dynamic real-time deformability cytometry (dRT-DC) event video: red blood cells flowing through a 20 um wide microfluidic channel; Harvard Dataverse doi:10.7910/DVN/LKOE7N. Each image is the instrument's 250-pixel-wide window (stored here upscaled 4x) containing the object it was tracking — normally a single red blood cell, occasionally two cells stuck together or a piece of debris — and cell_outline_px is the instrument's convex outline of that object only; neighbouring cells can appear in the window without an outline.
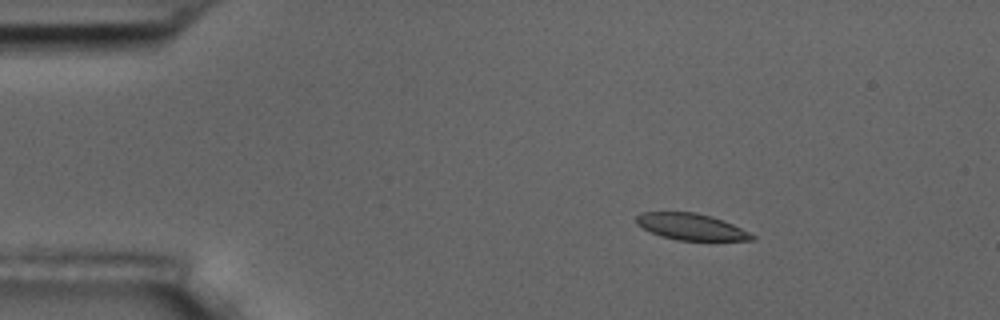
{"species": "common noctule bat (a hibernating species)", "species_latin": "Nyctalus noctula", "temperature_condition": "room temperature", "stored_images_in_passage": 5, "segment_of_instrument_passage": [1, 2], "camera_frame_rate_fps": 3000, "um_per_image_px": 0.085, "animal": {"sex": "male", "body_mass_g": 17.5, "forearm_length_mm": 52.3}, "frame": {"image": 1, "passage_image": 2, "time_ms": 2.0, "image_size_px": [1000, 320], "cell_outline_px": [[756, 240], [676, 240], [660, 236], [636, 224], [636, 216], [640, 212], [696, 212], [712, 216], [732, 224], [756, 236]], "centroid_in_image_um": [58.73, 19.27], "position_along_channel_um": 26.3, "area_um2": 17.74}}